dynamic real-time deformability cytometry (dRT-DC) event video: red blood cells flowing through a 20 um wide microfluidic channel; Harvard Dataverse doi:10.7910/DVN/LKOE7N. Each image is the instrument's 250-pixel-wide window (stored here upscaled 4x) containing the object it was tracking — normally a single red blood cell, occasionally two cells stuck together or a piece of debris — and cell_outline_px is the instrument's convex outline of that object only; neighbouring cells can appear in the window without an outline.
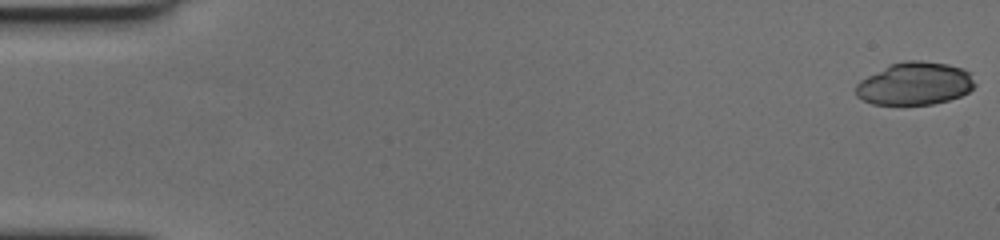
{"species": "human", "species_latin": "Homo sapiens", "temperature_condition": "cold", "stored_images_in_passage": 60, "camera_frame_rate_fps": 3000, "um_per_image_px": 0.085, "donor": {"sex": "female"}, "frame": {"image": 1, "passage_image": 1, "time_ms": 0.0, "image_size_px": [1000, 240], "cell_outline_px": [[976, 84], [968, 92], [960, 96], [948, 100], [932, 104], [872, 104], [856, 96], [856, 84], [860, 80], [888, 64], [904, 60], [920, 60], [948, 64], [972, 72]], "centroid_in_image_um": [77.77, 7.09], "position_along_channel_um": 7.2, "area_um2": 29.82}}
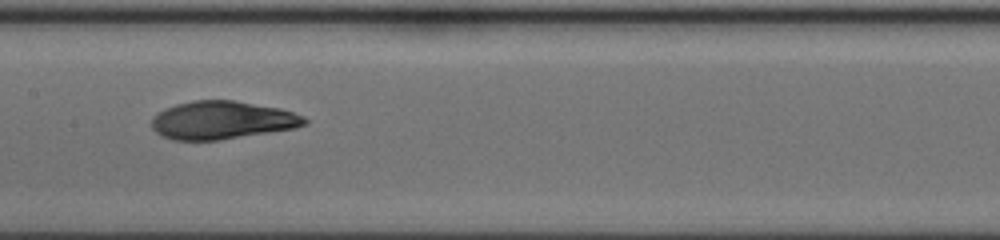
{"frame": {"image": 2, "passage_image": 31, "time_ms": 10.0, "image_size_px": [1000, 240], "cell_outline_px": [[308, 124], [296, 128], [220, 140], [172, 140], [160, 136], [152, 128], [152, 116], [164, 108], [176, 104], [192, 100], [236, 100], [280, 108], [304, 116], [308, 120]], "centroid_in_image_um": [18.87, 10.21], "position_along_channel_um": 188.5, "area_um2": 34.28}}
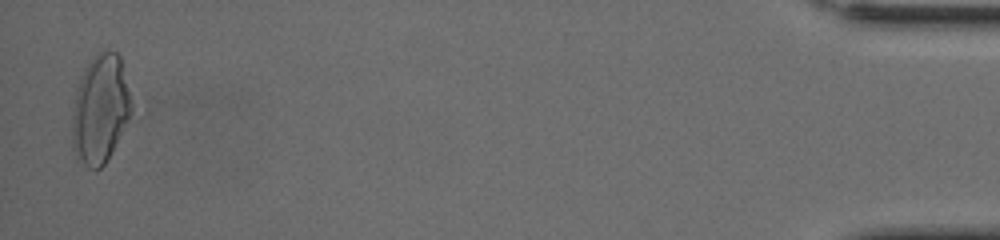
{"frame": {"image": 3, "passage_image": 59, "time_ms": 19.333, "image_size_px": [1000, 240], "cell_outline_px": [[132, 112], [104, 164], [96, 172], [88, 168], [76, 160], [72, 148], [72, 116], [76, 88], [84, 68], [96, 52], [116, 52], [120, 56], [132, 104]], "centroid_in_image_um": [8.48, 9.31], "position_along_channel_um": 426.7, "area_um2": 37.45}, "authors_computed_cell_mechanics": {"area_um2": 32.9171, "velocity_mm_per_s": 3.5162, "shape_relaxation_time_tau1_ms": 3.9704, "shape_relaxation_time_tau2_ms": 3.4319, "deformation_change_tau1": 0.1703, "deformation_change_tau2": 0.0907}}